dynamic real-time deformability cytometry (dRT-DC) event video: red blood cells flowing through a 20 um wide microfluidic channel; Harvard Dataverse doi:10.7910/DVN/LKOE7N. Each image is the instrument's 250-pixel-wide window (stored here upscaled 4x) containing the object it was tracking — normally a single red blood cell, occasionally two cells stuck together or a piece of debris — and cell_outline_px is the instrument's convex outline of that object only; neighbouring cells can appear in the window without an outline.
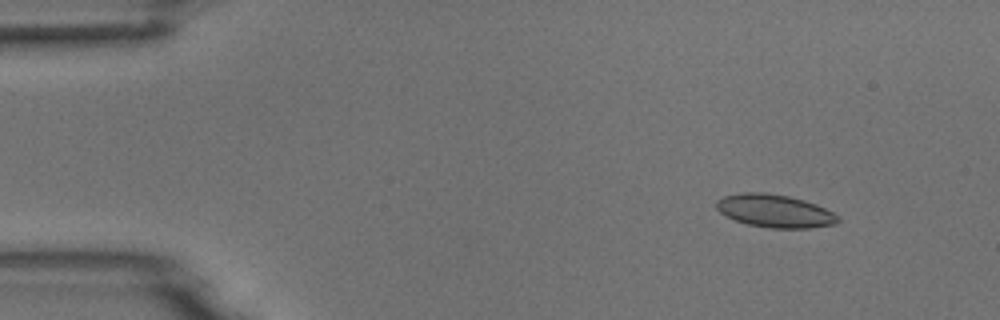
{"species": "common noctule bat (a hibernating species)", "species_latin": "Nyctalus noctula", "temperature_condition": "room temperature", "stored_images_in_passage": 53, "camera_frame_rate_fps": 3000, "um_per_image_px": 0.085, "animal": {"sex": "male", "body_mass_g": 18.8}, "frame": {"image": 1, "passage_image": 6, "time_ms": 1.667, "image_size_px": [1000, 320], "cell_outline_px": [[840, 220], [836, 224], [812, 228], [772, 228], [748, 224], [724, 216], [716, 208], [716, 200], [724, 196], [744, 192], [764, 192], [788, 196], [804, 200], [816, 204], [840, 216]], "centroid_in_image_um": [65.86, 17.93], "position_along_channel_um": 19.1, "area_um2": 23.41}}
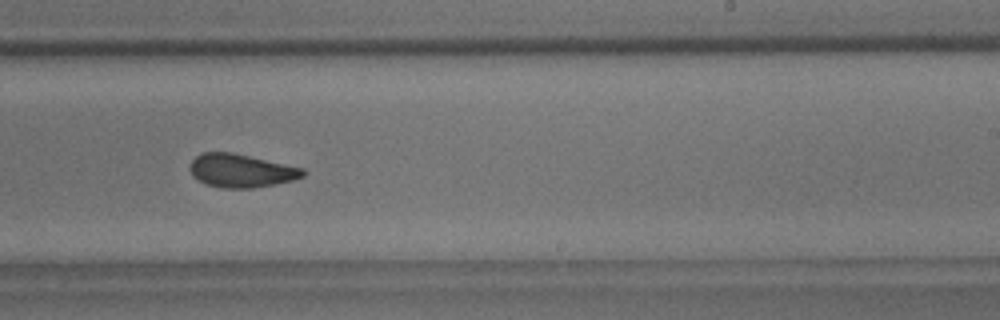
{"frame": {"image": 2, "passage_image": 33, "time_ms": 10.667, "image_size_px": [1000, 320], "cell_outline_px": [[308, 172], [304, 176], [292, 180], [276, 184], [252, 188], [220, 188], [204, 184], [192, 176], [192, 160], [200, 152], [232, 152], [304, 168]], "centroid_in_image_um": [20.52, 14.51], "position_along_channel_um": 268.5, "area_um2": 22.02}}
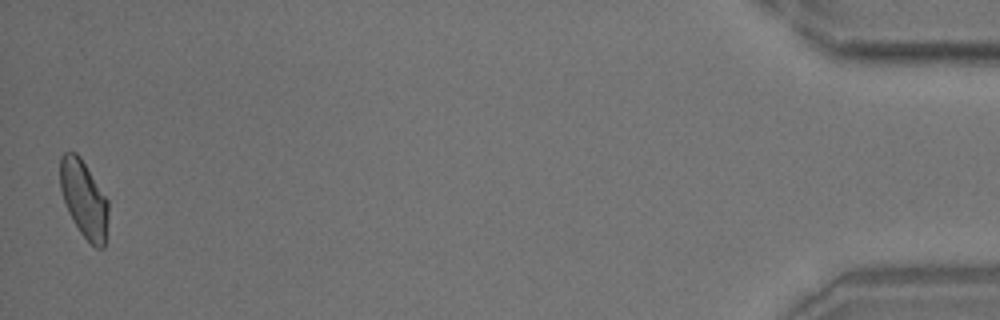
{"frame": {"image": 3, "passage_image": 53, "time_ms": 17.333, "image_size_px": [1000, 320], "cell_outline_px": [[108, 216], [104, 248], [96, 248], [80, 232], [72, 220], [68, 212], [60, 188], [60, 156], [64, 152], [76, 152], [80, 156], [108, 200]], "centroid_in_image_um": [7.13, 16.9], "position_along_channel_um": 428.1, "area_um2": 21.56}, "authors_computed_cell_mechanics": {"area_um2": 22.4264, "velocity_mm_per_s": 3.7642, "shape_relaxation_time_tau1_ms": 5.8211, "shape_relaxation_time_tau2_ms": 1.7389, "deformation_change_tau1": 0.1198, "deformation_change_tau2": 0.0723}}